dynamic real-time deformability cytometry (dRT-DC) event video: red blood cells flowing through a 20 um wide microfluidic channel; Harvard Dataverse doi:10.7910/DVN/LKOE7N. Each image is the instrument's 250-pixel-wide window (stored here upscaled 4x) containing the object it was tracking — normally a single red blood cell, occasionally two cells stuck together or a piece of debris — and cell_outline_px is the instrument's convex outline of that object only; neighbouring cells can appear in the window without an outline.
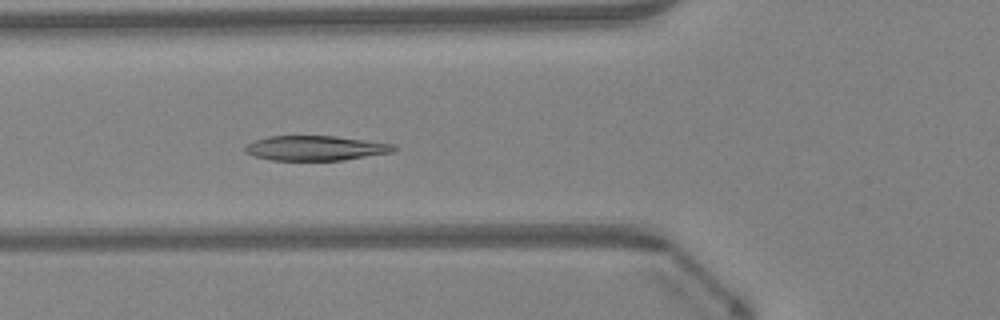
{"species": "Egyptian fruit bat (a non-hibernating species)", "species_latin": "Rousettus aegyptiacus", "temperature_condition": "warm", "stored_images_in_passage": 48, "camera_frame_rate_fps": 3000, "um_per_image_px": 0.085, "animal": {"sex": "female"}, "frame": {"image": 1, "passage_image": 18, "time_ms": 5.667, "image_size_px": [1000, 320], "cell_outline_px": [[400, 148], [392, 152], [340, 160], [272, 160], [256, 156], [244, 152], [244, 148], [252, 140], [268, 136], [336, 136], [396, 144]], "centroid_in_image_um": [26.83, 12.58], "position_along_channel_um": 99.0, "area_um2": 21.5}}
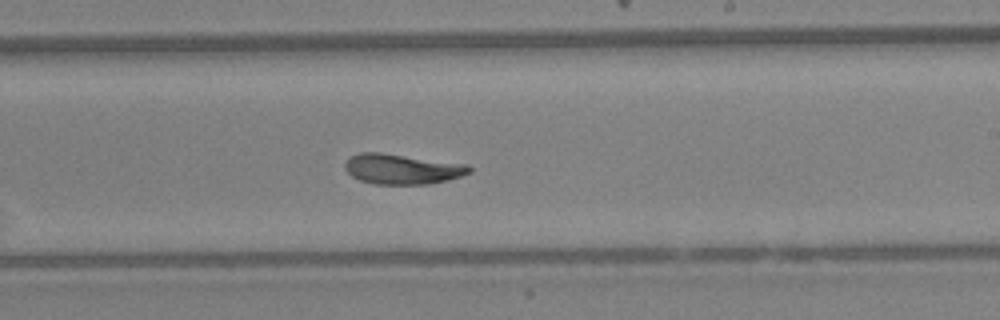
{"frame": {"image": 2, "passage_image": 29, "time_ms": 9.333, "image_size_px": [1000, 320], "cell_outline_px": [[472, 172], [448, 180], [428, 184], [376, 184], [360, 180], [352, 176], [344, 168], [344, 164], [352, 156], [360, 152], [380, 152], [468, 164], [472, 168]], "centroid_in_image_um": [34.2, 14.36], "position_along_channel_um": 254.8, "area_um2": 21.85}}
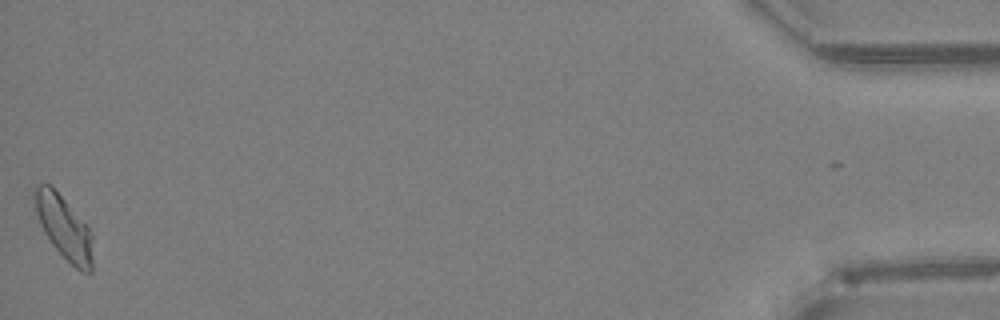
{"frame": {"image": 3, "passage_image": 48, "time_ms": 15.667, "image_size_px": [1000, 320], "cell_outline_px": [[92, 272], [80, 272], [52, 244], [44, 232], [40, 224], [36, 212], [36, 188], [40, 184], [52, 184], [92, 232]], "centroid_in_image_um": [5.47, 19.35], "position_along_channel_um": 429.7, "area_um2": 20.98}, "authors_computed_cell_mechanics": {"area_um2": 21.8195, "velocity_mm_per_s": 4.2625, "shape_relaxation_time_tau1_ms": 5.4726, "shape_relaxation_time_tau2_ms": 4.1691, "deformation_change_tau1": 0.1638, "deformation_change_tau2": 0.0824}}